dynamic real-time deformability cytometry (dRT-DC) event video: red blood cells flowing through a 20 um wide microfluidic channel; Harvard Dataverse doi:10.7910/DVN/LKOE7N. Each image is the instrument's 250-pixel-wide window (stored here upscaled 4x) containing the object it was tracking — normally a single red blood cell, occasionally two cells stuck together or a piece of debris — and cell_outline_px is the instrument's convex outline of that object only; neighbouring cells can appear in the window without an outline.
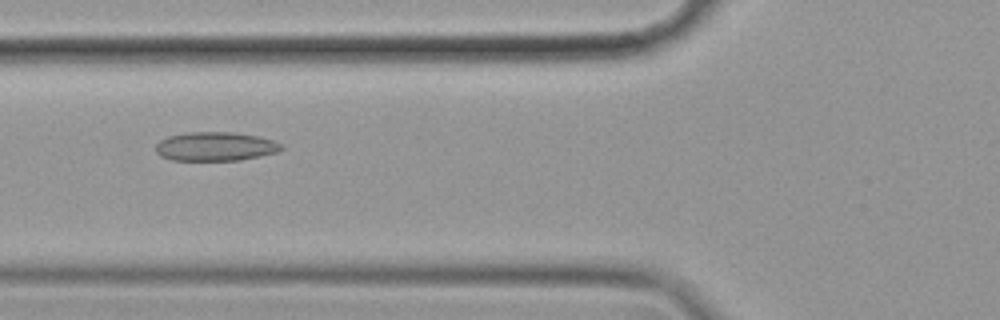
{"species": "common noctule bat (a hibernating species)", "species_latin": "Nyctalus noctula", "temperature_condition": "cold", "stored_images_in_passage": 3, "camera_frame_rate_fps": 3000, "um_per_image_px": 0.085, "animal": {"sex": "female", "body_mass_g": 19.9}, "frame": {"image": 1, "passage_image": 2, "time_ms": 0.333, "image_size_px": [1000, 320], "cell_outline_px": [[284, 148], [276, 152], [260, 156], [240, 160], [172, 160], [160, 156], [156, 152], [156, 144], [160, 140], [168, 136], [192, 132], [232, 132], [256, 136], [272, 140], [280, 144]], "centroid_in_image_um": [18.28, 12.45], "position_along_channel_um": 107.5, "area_um2": 20.98}}